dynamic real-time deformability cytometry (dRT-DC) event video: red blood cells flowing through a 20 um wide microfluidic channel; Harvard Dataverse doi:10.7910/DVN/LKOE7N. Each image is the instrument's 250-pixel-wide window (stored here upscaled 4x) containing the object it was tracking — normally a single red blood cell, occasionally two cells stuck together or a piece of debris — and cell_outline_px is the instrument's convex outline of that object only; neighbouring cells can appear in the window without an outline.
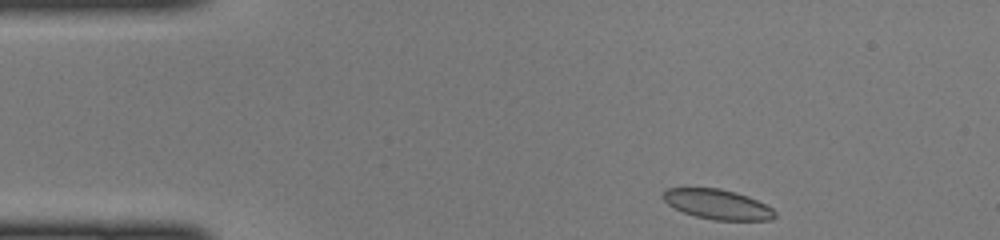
{"species": "common noctule bat (a hibernating species)", "species_latin": "Nyctalus noctula", "temperature_condition": "cold", "stored_images_in_passage": 41, "camera_frame_rate_fps": 3000, "um_per_image_px": 0.085, "animal": {"sex": "female", "body_mass_g": 22.0, "forearm_length_mm": 56.7}, "frame": {"image": 1, "passage_image": 1, "time_ms": 0.0, "image_size_px": [1000, 240], "cell_outline_px": [[776, 216], [772, 220], [716, 220], [696, 216], [684, 212], [668, 204], [660, 196], [668, 188], [720, 188], [736, 192], [748, 196], [772, 208], [776, 212]], "centroid_in_image_um": [61.0, 17.36], "position_along_channel_um": 24.0, "area_um2": 19.36}}
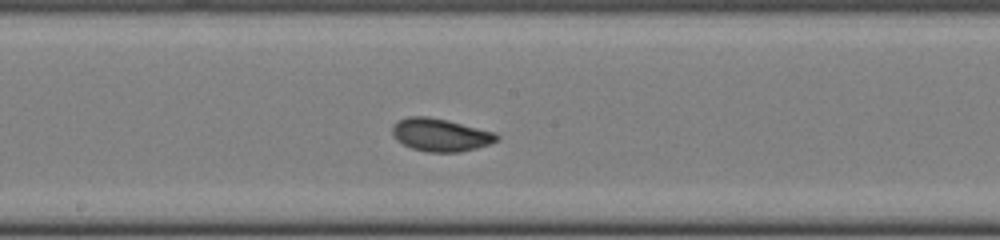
{"frame": {"image": 2, "passage_image": 19, "time_ms": 6.0, "image_size_px": [1000, 240], "cell_outline_px": [[500, 140], [476, 148], [460, 152], [428, 152], [412, 148], [396, 140], [392, 136], [392, 124], [408, 116], [428, 116], [448, 120], [496, 132], [500, 136]], "centroid_in_image_um": [37.45, 11.46], "position_along_channel_um": 210.7, "area_um2": 20.17}}
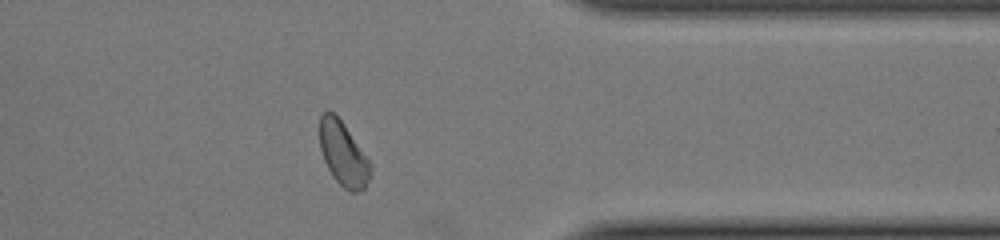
{"frame": {"image": 3, "passage_image": 32, "time_ms": 10.333, "image_size_px": [1000, 240], "cell_outline_px": [[372, 176], [364, 188], [356, 192], [352, 192], [344, 188], [332, 176], [324, 160], [320, 148], [320, 116], [328, 108], [344, 124], [372, 164]], "centroid_in_image_um": [29.19, 13.09], "position_along_channel_um": 382.2, "area_um2": 18.96}}